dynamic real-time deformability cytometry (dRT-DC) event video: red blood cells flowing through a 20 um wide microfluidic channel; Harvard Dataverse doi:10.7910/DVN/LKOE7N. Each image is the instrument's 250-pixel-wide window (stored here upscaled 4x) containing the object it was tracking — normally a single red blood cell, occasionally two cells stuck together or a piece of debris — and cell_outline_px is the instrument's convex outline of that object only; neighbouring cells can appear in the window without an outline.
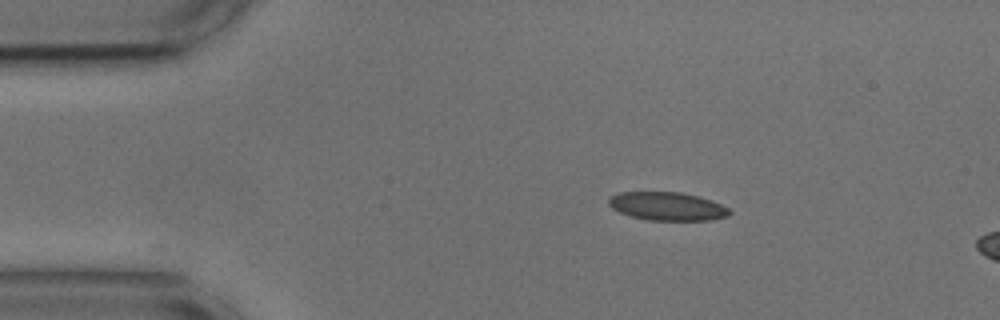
{"species": "common noctule bat (a hibernating species)", "species_latin": "Nyctalus noctula", "temperature_condition": "cold", "stored_images_in_passage": 6, "camera_frame_rate_fps": 3000, "um_per_image_px": 0.085, "animal": {"sex": "male", "body_mass_g": 17.9, "forearm_length_mm": 54.2}, "frame": {"image": 1, "passage_image": 1, "time_ms": 0.0, "image_size_px": [1000, 320], "cell_outline_px": [[732, 212], [728, 216], [708, 220], [648, 220], [632, 216], [620, 212], [612, 208], [608, 204], [608, 200], [612, 196], [620, 192], [680, 192], [712, 200], [728, 208]], "centroid_in_image_um": [56.72, 17.53], "position_along_channel_um": 28.3, "area_um2": 19.77}}